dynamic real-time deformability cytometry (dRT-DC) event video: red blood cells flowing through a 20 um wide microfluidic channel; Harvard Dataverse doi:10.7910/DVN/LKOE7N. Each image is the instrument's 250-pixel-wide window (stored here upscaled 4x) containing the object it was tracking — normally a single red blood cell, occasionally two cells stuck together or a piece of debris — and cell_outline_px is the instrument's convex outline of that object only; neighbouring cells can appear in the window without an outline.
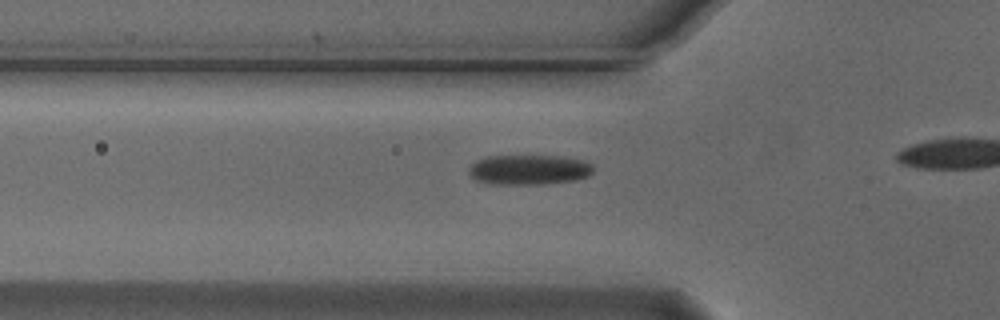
{"species": "Egyptian fruit bat (a non-hibernating species)", "species_latin": "Rousettus aegyptiacus", "temperature_condition": "cold", "stored_images_in_passage": 23, "camera_frame_rate_fps": 3000, "um_per_image_px": 0.085, "animal": {"sex": "male"}, "frame": {"image": 1, "passage_image": 14, "time_ms": 4.333, "image_size_px": [1000, 320], "cell_outline_px": [[592, 172], [588, 176], [572, 180], [544, 184], [492, 184], [476, 180], [468, 172], [468, 168], [476, 160], [488, 156], [560, 156], [584, 160], [592, 164]], "centroid_in_image_um": [44.94, 14.42], "position_along_channel_um": 80.9, "area_um2": 21.68}}
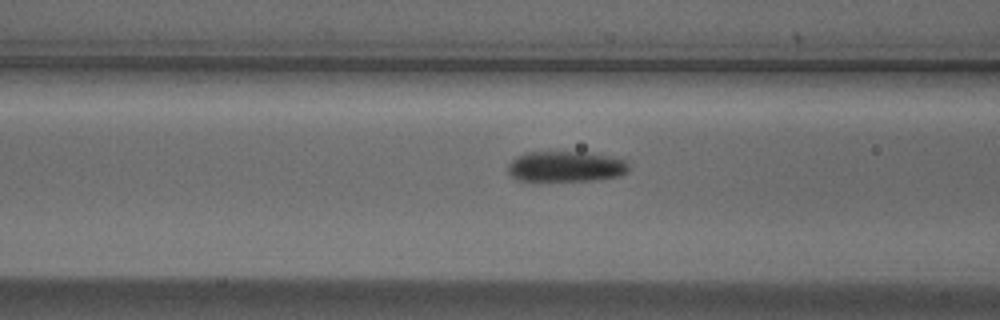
{"frame": {"image": 2, "passage_image": 17, "time_ms": 5.333, "image_size_px": [1000, 320], "cell_outline_px": [[628, 172], [620, 176], [596, 180], [532, 184], [516, 180], [508, 172], [508, 164], [516, 156], [524, 152], [584, 152], [624, 160], [628, 164]], "centroid_in_image_um": [47.98, 14.22], "position_along_channel_um": 118.6, "area_um2": 22.48}}
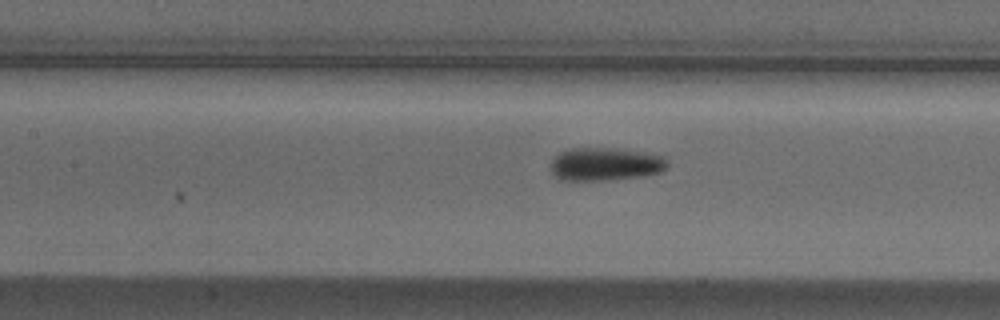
{"frame": {"image": 3, "passage_image": 20, "time_ms": 6.333, "image_size_px": [1000, 320], "cell_outline_px": [[668, 168], [660, 172], [644, 176], [608, 180], [560, 180], [552, 176], [552, 160], [560, 152], [568, 148], [616, 148], [664, 156], [668, 164]], "centroid_in_image_um": [51.45, 13.96], "position_along_channel_um": 156.0, "area_um2": 22.6}}